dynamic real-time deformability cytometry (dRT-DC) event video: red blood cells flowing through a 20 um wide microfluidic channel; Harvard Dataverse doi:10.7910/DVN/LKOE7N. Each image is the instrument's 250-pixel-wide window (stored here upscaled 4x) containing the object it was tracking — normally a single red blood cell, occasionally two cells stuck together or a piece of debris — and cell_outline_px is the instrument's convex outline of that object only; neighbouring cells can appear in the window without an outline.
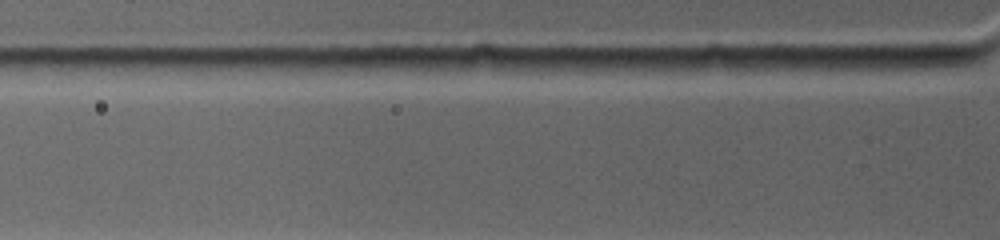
{"species": "common noctule bat (a hibernating species)", "species_latin": "Nyctalus noctula", "temperature_condition": "warm", "stored_images_in_passage": 2, "camera_frame_rate_fps": 4500, "um_per_image_px": 0.085, "animal": {"sex": "female", "body_mass_g": 19.0, "forearm_length_mm": 53.3}, "frame": {"image": 1, "passage_image": 2, "time_ms": 0.889, "image_size_px": [1000, 240], "cell_outline_px": [[976, 60], [968, 64], [940, 68], [856, 72], [804, 68], [812, 56], [968, 56]], "centroid_in_image_um": [75.2, 5.34], "position_along_channel_um": 50.6, "area_um2": 15.66}}